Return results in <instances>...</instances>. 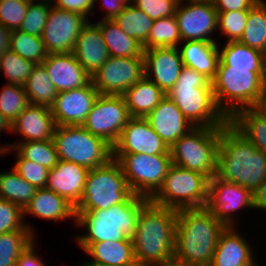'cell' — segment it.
Instances as JSON below:
<instances>
[{"mask_svg":"<svg viewBox=\"0 0 266 266\" xmlns=\"http://www.w3.org/2000/svg\"><path fill=\"white\" fill-rule=\"evenodd\" d=\"M226 226L206 207L177 211L174 259L186 266H210Z\"/></svg>","mask_w":266,"mask_h":266,"instance_id":"cell-1","label":"cell"},{"mask_svg":"<svg viewBox=\"0 0 266 266\" xmlns=\"http://www.w3.org/2000/svg\"><path fill=\"white\" fill-rule=\"evenodd\" d=\"M177 211L151 200L142 207L132 237L138 266H153L174 259Z\"/></svg>","mask_w":266,"mask_h":266,"instance_id":"cell-2","label":"cell"},{"mask_svg":"<svg viewBox=\"0 0 266 266\" xmlns=\"http://www.w3.org/2000/svg\"><path fill=\"white\" fill-rule=\"evenodd\" d=\"M216 175L251 192L266 180V154L229 122L221 127Z\"/></svg>","mask_w":266,"mask_h":266,"instance_id":"cell-3","label":"cell"},{"mask_svg":"<svg viewBox=\"0 0 266 266\" xmlns=\"http://www.w3.org/2000/svg\"><path fill=\"white\" fill-rule=\"evenodd\" d=\"M150 199L133 194L126 202L106 210L75 212V226L85 231L75 243L84 251L92 242L132 240L139 212Z\"/></svg>","mask_w":266,"mask_h":266,"instance_id":"cell-4","label":"cell"},{"mask_svg":"<svg viewBox=\"0 0 266 266\" xmlns=\"http://www.w3.org/2000/svg\"><path fill=\"white\" fill-rule=\"evenodd\" d=\"M166 95L195 127H223L229 122L216 104L211 80L194 69L184 66Z\"/></svg>","mask_w":266,"mask_h":266,"instance_id":"cell-5","label":"cell"},{"mask_svg":"<svg viewBox=\"0 0 266 266\" xmlns=\"http://www.w3.org/2000/svg\"><path fill=\"white\" fill-rule=\"evenodd\" d=\"M266 71L218 65L211 81L218 108L230 119L237 111L260 107L265 97Z\"/></svg>","mask_w":266,"mask_h":266,"instance_id":"cell-6","label":"cell"},{"mask_svg":"<svg viewBox=\"0 0 266 266\" xmlns=\"http://www.w3.org/2000/svg\"><path fill=\"white\" fill-rule=\"evenodd\" d=\"M221 127H194L170 148L172 164L197 171L209 180L217 173Z\"/></svg>","mask_w":266,"mask_h":266,"instance_id":"cell-7","label":"cell"},{"mask_svg":"<svg viewBox=\"0 0 266 266\" xmlns=\"http://www.w3.org/2000/svg\"><path fill=\"white\" fill-rule=\"evenodd\" d=\"M132 195L120 164L112 158L106 165L89 170L75 212L106 210L126 202Z\"/></svg>","mask_w":266,"mask_h":266,"instance_id":"cell-8","label":"cell"},{"mask_svg":"<svg viewBox=\"0 0 266 266\" xmlns=\"http://www.w3.org/2000/svg\"><path fill=\"white\" fill-rule=\"evenodd\" d=\"M59 160L93 169L106 165L112 157V146L91 134L82 125L56 126L52 137Z\"/></svg>","mask_w":266,"mask_h":266,"instance_id":"cell-9","label":"cell"},{"mask_svg":"<svg viewBox=\"0 0 266 266\" xmlns=\"http://www.w3.org/2000/svg\"><path fill=\"white\" fill-rule=\"evenodd\" d=\"M209 179L197 172L172 164L153 203L173 209L201 208L208 201Z\"/></svg>","mask_w":266,"mask_h":266,"instance_id":"cell-10","label":"cell"},{"mask_svg":"<svg viewBox=\"0 0 266 266\" xmlns=\"http://www.w3.org/2000/svg\"><path fill=\"white\" fill-rule=\"evenodd\" d=\"M133 194L151 199L161 188L172 165L171 154H112Z\"/></svg>","mask_w":266,"mask_h":266,"instance_id":"cell-11","label":"cell"},{"mask_svg":"<svg viewBox=\"0 0 266 266\" xmlns=\"http://www.w3.org/2000/svg\"><path fill=\"white\" fill-rule=\"evenodd\" d=\"M131 118L122 95H100L82 126L113 146Z\"/></svg>","mask_w":266,"mask_h":266,"instance_id":"cell-12","label":"cell"},{"mask_svg":"<svg viewBox=\"0 0 266 266\" xmlns=\"http://www.w3.org/2000/svg\"><path fill=\"white\" fill-rule=\"evenodd\" d=\"M205 207L226 227H238V218L234 216L241 210H254L253 195L249 189L224 181L215 174L208 183Z\"/></svg>","mask_w":266,"mask_h":266,"instance_id":"cell-13","label":"cell"},{"mask_svg":"<svg viewBox=\"0 0 266 266\" xmlns=\"http://www.w3.org/2000/svg\"><path fill=\"white\" fill-rule=\"evenodd\" d=\"M145 76L144 57H111L91 76L100 95H122Z\"/></svg>","mask_w":266,"mask_h":266,"instance_id":"cell-14","label":"cell"},{"mask_svg":"<svg viewBox=\"0 0 266 266\" xmlns=\"http://www.w3.org/2000/svg\"><path fill=\"white\" fill-rule=\"evenodd\" d=\"M175 17L182 42L208 41L218 43L212 36L218 33V12L212 0L180 3L176 7Z\"/></svg>","mask_w":266,"mask_h":266,"instance_id":"cell-15","label":"cell"},{"mask_svg":"<svg viewBox=\"0 0 266 266\" xmlns=\"http://www.w3.org/2000/svg\"><path fill=\"white\" fill-rule=\"evenodd\" d=\"M88 19L81 14L51 4L41 38L48 54L72 52L77 37Z\"/></svg>","mask_w":266,"mask_h":266,"instance_id":"cell-16","label":"cell"},{"mask_svg":"<svg viewBox=\"0 0 266 266\" xmlns=\"http://www.w3.org/2000/svg\"><path fill=\"white\" fill-rule=\"evenodd\" d=\"M138 153L170 154V150L145 118L131 117L112 146V154Z\"/></svg>","mask_w":266,"mask_h":266,"instance_id":"cell-17","label":"cell"},{"mask_svg":"<svg viewBox=\"0 0 266 266\" xmlns=\"http://www.w3.org/2000/svg\"><path fill=\"white\" fill-rule=\"evenodd\" d=\"M99 96L92 81L82 88L57 93L51 112L57 126L82 125Z\"/></svg>","mask_w":266,"mask_h":266,"instance_id":"cell-18","label":"cell"},{"mask_svg":"<svg viewBox=\"0 0 266 266\" xmlns=\"http://www.w3.org/2000/svg\"><path fill=\"white\" fill-rule=\"evenodd\" d=\"M145 77L165 94L175 85L184 67L178 47L151 48L143 52Z\"/></svg>","mask_w":266,"mask_h":266,"instance_id":"cell-19","label":"cell"},{"mask_svg":"<svg viewBox=\"0 0 266 266\" xmlns=\"http://www.w3.org/2000/svg\"><path fill=\"white\" fill-rule=\"evenodd\" d=\"M42 65L57 93L82 88L92 81L72 52L48 54Z\"/></svg>","mask_w":266,"mask_h":266,"instance_id":"cell-20","label":"cell"},{"mask_svg":"<svg viewBox=\"0 0 266 266\" xmlns=\"http://www.w3.org/2000/svg\"><path fill=\"white\" fill-rule=\"evenodd\" d=\"M145 119L168 148L195 127L167 95Z\"/></svg>","mask_w":266,"mask_h":266,"instance_id":"cell-21","label":"cell"},{"mask_svg":"<svg viewBox=\"0 0 266 266\" xmlns=\"http://www.w3.org/2000/svg\"><path fill=\"white\" fill-rule=\"evenodd\" d=\"M56 126L51 108L29 103L12 122V134L21 136L14 143L52 139Z\"/></svg>","mask_w":266,"mask_h":266,"instance_id":"cell-22","label":"cell"},{"mask_svg":"<svg viewBox=\"0 0 266 266\" xmlns=\"http://www.w3.org/2000/svg\"><path fill=\"white\" fill-rule=\"evenodd\" d=\"M89 169L69 161L59 160L49 170L46 189L66 198L76 206L82 198Z\"/></svg>","mask_w":266,"mask_h":266,"instance_id":"cell-23","label":"cell"},{"mask_svg":"<svg viewBox=\"0 0 266 266\" xmlns=\"http://www.w3.org/2000/svg\"><path fill=\"white\" fill-rule=\"evenodd\" d=\"M252 251L239 229L226 227L219 236L210 266H259Z\"/></svg>","mask_w":266,"mask_h":266,"instance_id":"cell-24","label":"cell"},{"mask_svg":"<svg viewBox=\"0 0 266 266\" xmlns=\"http://www.w3.org/2000/svg\"><path fill=\"white\" fill-rule=\"evenodd\" d=\"M72 54L91 76L107 61L109 53L100 28L91 20L79 33Z\"/></svg>","mask_w":266,"mask_h":266,"instance_id":"cell-25","label":"cell"},{"mask_svg":"<svg viewBox=\"0 0 266 266\" xmlns=\"http://www.w3.org/2000/svg\"><path fill=\"white\" fill-rule=\"evenodd\" d=\"M27 215L49 221L72 219L75 223V206L66 198L46 188L37 189L31 201L23 209V217Z\"/></svg>","mask_w":266,"mask_h":266,"instance_id":"cell-26","label":"cell"},{"mask_svg":"<svg viewBox=\"0 0 266 266\" xmlns=\"http://www.w3.org/2000/svg\"><path fill=\"white\" fill-rule=\"evenodd\" d=\"M220 44L208 41H185L178 48L183 65L203 73L211 81L215 78L219 63Z\"/></svg>","mask_w":266,"mask_h":266,"instance_id":"cell-27","label":"cell"},{"mask_svg":"<svg viewBox=\"0 0 266 266\" xmlns=\"http://www.w3.org/2000/svg\"><path fill=\"white\" fill-rule=\"evenodd\" d=\"M83 252L89 261L105 266H137L132 240L92 242Z\"/></svg>","mask_w":266,"mask_h":266,"instance_id":"cell-28","label":"cell"},{"mask_svg":"<svg viewBox=\"0 0 266 266\" xmlns=\"http://www.w3.org/2000/svg\"><path fill=\"white\" fill-rule=\"evenodd\" d=\"M166 94L145 76L123 94L131 117L145 118Z\"/></svg>","mask_w":266,"mask_h":266,"instance_id":"cell-29","label":"cell"},{"mask_svg":"<svg viewBox=\"0 0 266 266\" xmlns=\"http://www.w3.org/2000/svg\"><path fill=\"white\" fill-rule=\"evenodd\" d=\"M229 123L254 146L266 154V110L260 107L237 111Z\"/></svg>","mask_w":266,"mask_h":266,"instance_id":"cell-30","label":"cell"},{"mask_svg":"<svg viewBox=\"0 0 266 266\" xmlns=\"http://www.w3.org/2000/svg\"><path fill=\"white\" fill-rule=\"evenodd\" d=\"M95 24L100 28L109 56L139 57L143 55L142 44L124 33L113 19H99Z\"/></svg>","mask_w":266,"mask_h":266,"instance_id":"cell-31","label":"cell"},{"mask_svg":"<svg viewBox=\"0 0 266 266\" xmlns=\"http://www.w3.org/2000/svg\"><path fill=\"white\" fill-rule=\"evenodd\" d=\"M224 43L222 49L218 48V65H227L230 68H251V71H266V58L263 52L239 41Z\"/></svg>","mask_w":266,"mask_h":266,"instance_id":"cell-32","label":"cell"},{"mask_svg":"<svg viewBox=\"0 0 266 266\" xmlns=\"http://www.w3.org/2000/svg\"><path fill=\"white\" fill-rule=\"evenodd\" d=\"M12 151L17 152L22 158L43 165L49 170L54 168L59 161L57 150L52 139L44 141H26L21 143L0 144V157Z\"/></svg>","mask_w":266,"mask_h":266,"instance_id":"cell-33","label":"cell"},{"mask_svg":"<svg viewBox=\"0 0 266 266\" xmlns=\"http://www.w3.org/2000/svg\"><path fill=\"white\" fill-rule=\"evenodd\" d=\"M23 87L30 104L53 106L57 91L42 64L34 66Z\"/></svg>","mask_w":266,"mask_h":266,"instance_id":"cell-34","label":"cell"},{"mask_svg":"<svg viewBox=\"0 0 266 266\" xmlns=\"http://www.w3.org/2000/svg\"><path fill=\"white\" fill-rule=\"evenodd\" d=\"M37 188L22 178L13 168L0 171V198L6 199L22 209L31 201Z\"/></svg>","mask_w":266,"mask_h":266,"instance_id":"cell-35","label":"cell"},{"mask_svg":"<svg viewBox=\"0 0 266 266\" xmlns=\"http://www.w3.org/2000/svg\"><path fill=\"white\" fill-rule=\"evenodd\" d=\"M239 42L257 49L265 55L266 45V1H258L248 11L247 23Z\"/></svg>","mask_w":266,"mask_h":266,"instance_id":"cell-36","label":"cell"},{"mask_svg":"<svg viewBox=\"0 0 266 266\" xmlns=\"http://www.w3.org/2000/svg\"><path fill=\"white\" fill-rule=\"evenodd\" d=\"M113 20L124 33L135 38L142 46L146 43L147 35L154 22L131 2Z\"/></svg>","mask_w":266,"mask_h":266,"instance_id":"cell-37","label":"cell"},{"mask_svg":"<svg viewBox=\"0 0 266 266\" xmlns=\"http://www.w3.org/2000/svg\"><path fill=\"white\" fill-rule=\"evenodd\" d=\"M182 43L177 19L174 16L154 20L143 50L151 48L178 47Z\"/></svg>","mask_w":266,"mask_h":266,"instance_id":"cell-38","label":"cell"},{"mask_svg":"<svg viewBox=\"0 0 266 266\" xmlns=\"http://www.w3.org/2000/svg\"><path fill=\"white\" fill-rule=\"evenodd\" d=\"M37 236L30 230H16L0 234V266H16L19 256Z\"/></svg>","mask_w":266,"mask_h":266,"instance_id":"cell-39","label":"cell"},{"mask_svg":"<svg viewBox=\"0 0 266 266\" xmlns=\"http://www.w3.org/2000/svg\"><path fill=\"white\" fill-rule=\"evenodd\" d=\"M9 49L35 64H42L48 56L40 36L30 35L19 30L11 31Z\"/></svg>","mask_w":266,"mask_h":266,"instance_id":"cell-40","label":"cell"},{"mask_svg":"<svg viewBox=\"0 0 266 266\" xmlns=\"http://www.w3.org/2000/svg\"><path fill=\"white\" fill-rule=\"evenodd\" d=\"M36 64L24 59L10 49L0 58V72L7 79L6 84L23 86Z\"/></svg>","mask_w":266,"mask_h":266,"instance_id":"cell-41","label":"cell"},{"mask_svg":"<svg viewBox=\"0 0 266 266\" xmlns=\"http://www.w3.org/2000/svg\"><path fill=\"white\" fill-rule=\"evenodd\" d=\"M29 104L23 86L4 84L0 91V113L11 123Z\"/></svg>","mask_w":266,"mask_h":266,"instance_id":"cell-42","label":"cell"},{"mask_svg":"<svg viewBox=\"0 0 266 266\" xmlns=\"http://www.w3.org/2000/svg\"><path fill=\"white\" fill-rule=\"evenodd\" d=\"M51 4V0L29 3L25 18L18 30L23 33L41 37L47 22Z\"/></svg>","mask_w":266,"mask_h":266,"instance_id":"cell-43","label":"cell"},{"mask_svg":"<svg viewBox=\"0 0 266 266\" xmlns=\"http://www.w3.org/2000/svg\"><path fill=\"white\" fill-rule=\"evenodd\" d=\"M249 10H238L228 12H218L217 30L223 36L226 35L225 42L239 41L246 27Z\"/></svg>","mask_w":266,"mask_h":266,"instance_id":"cell-44","label":"cell"},{"mask_svg":"<svg viewBox=\"0 0 266 266\" xmlns=\"http://www.w3.org/2000/svg\"><path fill=\"white\" fill-rule=\"evenodd\" d=\"M16 230H30L35 234L34 227L24 220L23 209L0 198V234Z\"/></svg>","mask_w":266,"mask_h":266,"instance_id":"cell-45","label":"cell"},{"mask_svg":"<svg viewBox=\"0 0 266 266\" xmlns=\"http://www.w3.org/2000/svg\"><path fill=\"white\" fill-rule=\"evenodd\" d=\"M15 155H17L15 159L16 163H14L12 168L37 189L45 188L49 169L43 165L22 158L18 153H15Z\"/></svg>","mask_w":266,"mask_h":266,"instance_id":"cell-46","label":"cell"},{"mask_svg":"<svg viewBox=\"0 0 266 266\" xmlns=\"http://www.w3.org/2000/svg\"><path fill=\"white\" fill-rule=\"evenodd\" d=\"M28 2L7 0L0 2V23L12 30H18L25 18Z\"/></svg>","mask_w":266,"mask_h":266,"instance_id":"cell-47","label":"cell"},{"mask_svg":"<svg viewBox=\"0 0 266 266\" xmlns=\"http://www.w3.org/2000/svg\"><path fill=\"white\" fill-rule=\"evenodd\" d=\"M131 3L153 20L174 16L178 5L175 0H131Z\"/></svg>","mask_w":266,"mask_h":266,"instance_id":"cell-48","label":"cell"},{"mask_svg":"<svg viewBox=\"0 0 266 266\" xmlns=\"http://www.w3.org/2000/svg\"><path fill=\"white\" fill-rule=\"evenodd\" d=\"M51 3L57 8L81 14L89 21L91 18L89 15H95L94 0H51Z\"/></svg>","mask_w":266,"mask_h":266,"instance_id":"cell-49","label":"cell"},{"mask_svg":"<svg viewBox=\"0 0 266 266\" xmlns=\"http://www.w3.org/2000/svg\"><path fill=\"white\" fill-rule=\"evenodd\" d=\"M260 0H212L217 12L249 10Z\"/></svg>","mask_w":266,"mask_h":266,"instance_id":"cell-50","label":"cell"},{"mask_svg":"<svg viewBox=\"0 0 266 266\" xmlns=\"http://www.w3.org/2000/svg\"><path fill=\"white\" fill-rule=\"evenodd\" d=\"M102 2L100 6L103 8L105 14L102 19L110 20L119 15L123 9L131 2V0H94L96 2Z\"/></svg>","mask_w":266,"mask_h":266,"instance_id":"cell-51","label":"cell"},{"mask_svg":"<svg viewBox=\"0 0 266 266\" xmlns=\"http://www.w3.org/2000/svg\"><path fill=\"white\" fill-rule=\"evenodd\" d=\"M37 246L36 241L30 244L19 256L16 266H45L46 264L43 262L42 258L38 256V252H36Z\"/></svg>","mask_w":266,"mask_h":266,"instance_id":"cell-52","label":"cell"},{"mask_svg":"<svg viewBox=\"0 0 266 266\" xmlns=\"http://www.w3.org/2000/svg\"><path fill=\"white\" fill-rule=\"evenodd\" d=\"M252 195L254 210L266 211V180L252 192Z\"/></svg>","mask_w":266,"mask_h":266,"instance_id":"cell-53","label":"cell"},{"mask_svg":"<svg viewBox=\"0 0 266 266\" xmlns=\"http://www.w3.org/2000/svg\"><path fill=\"white\" fill-rule=\"evenodd\" d=\"M10 37H11V30L4 27L0 23V58L3 56V53L5 51L9 50Z\"/></svg>","mask_w":266,"mask_h":266,"instance_id":"cell-54","label":"cell"},{"mask_svg":"<svg viewBox=\"0 0 266 266\" xmlns=\"http://www.w3.org/2000/svg\"><path fill=\"white\" fill-rule=\"evenodd\" d=\"M5 131L8 133V131L12 132V123L6 119L1 113H0V133Z\"/></svg>","mask_w":266,"mask_h":266,"instance_id":"cell-55","label":"cell"},{"mask_svg":"<svg viewBox=\"0 0 266 266\" xmlns=\"http://www.w3.org/2000/svg\"><path fill=\"white\" fill-rule=\"evenodd\" d=\"M154 266H186L178 261H176L175 259L168 261V262H162L159 264H156Z\"/></svg>","mask_w":266,"mask_h":266,"instance_id":"cell-56","label":"cell"},{"mask_svg":"<svg viewBox=\"0 0 266 266\" xmlns=\"http://www.w3.org/2000/svg\"><path fill=\"white\" fill-rule=\"evenodd\" d=\"M78 266H105V265L93 263L91 261H86V262H83V263L81 262V264H79Z\"/></svg>","mask_w":266,"mask_h":266,"instance_id":"cell-57","label":"cell"},{"mask_svg":"<svg viewBox=\"0 0 266 266\" xmlns=\"http://www.w3.org/2000/svg\"><path fill=\"white\" fill-rule=\"evenodd\" d=\"M178 4L180 3H186V2H196V1H201V0H175Z\"/></svg>","mask_w":266,"mask_h":266,"instance_id":"cell-58","label":"cell"},{"mask_svg":"<svg viewBox=\"0 0 266 266\" xmlns=\"http://www.w3.org/2000/svg\"><path fill=\"white\" fill-rule=\"evenodd\" d=\"M2 1H7V0H0V2H2ZM16 1H26V2H28V3H32V2H37V1H41V0H16Z\"/></svg>","mask_w":266,"mask_h":266,"instance_id":"cell-59","label":"cell"},{"mask_svg":"<svg viewBox=\"0 0 266 266\" xmlns=\"http://www.w3.org/2000/svg\"><path fill=\"white\" fill-rule=\"evenodd\" d=\"M262 108H264L266 110V88H265V97H264V101L263 104L261 106Z\"/></svg>","mask_w":266,"mask_h":266,"instance_id":"cell-60","label":"cell"}]
</instances>
